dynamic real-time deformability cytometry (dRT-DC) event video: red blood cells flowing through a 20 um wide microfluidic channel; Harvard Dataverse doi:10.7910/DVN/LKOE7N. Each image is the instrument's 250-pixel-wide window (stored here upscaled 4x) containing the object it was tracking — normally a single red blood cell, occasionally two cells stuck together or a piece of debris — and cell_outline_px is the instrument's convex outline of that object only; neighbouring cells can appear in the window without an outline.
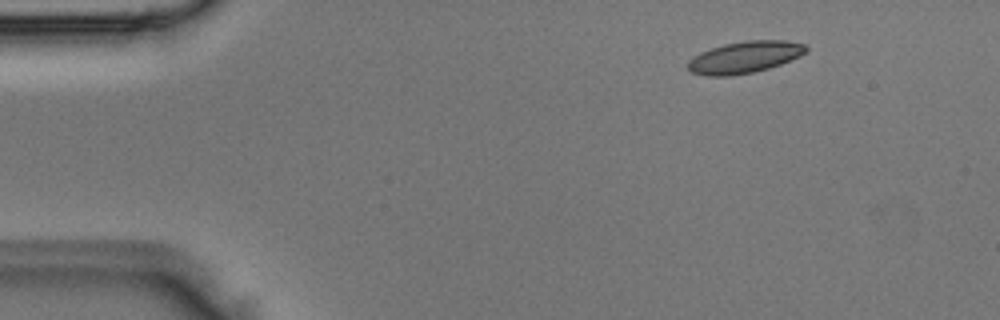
{"species": "Egyptian fruit bat (a non-hibernating species)", "species_latin": "Rousettus aegyptiacus", "temperature_condition": "room temperature", "stored_images_in_passage": 4, "camera_frame_rate_fps": 3000, "um_per_image_px": 0.085, "animal": {"sex": "male"}, "frame": {"image": 1, "passage_image": 2, "time_ms": 0.333, "image_size_px": [1000, 320], "cell_outline_px": [[808, 52], [800, 56], [780, 64], [768, 68], [752, 72], [732, 76], [708, 76], [692, 72], [688, 68], [688, 60], [692, 56], [700, 52], [724, 44], [748, 40], [784, 40], [804, 44], [808, 48]], "centroid_in_image_um": [63.29, 4.86], "position_along_channel_um": 21.7, "area_um2": 21.85}}